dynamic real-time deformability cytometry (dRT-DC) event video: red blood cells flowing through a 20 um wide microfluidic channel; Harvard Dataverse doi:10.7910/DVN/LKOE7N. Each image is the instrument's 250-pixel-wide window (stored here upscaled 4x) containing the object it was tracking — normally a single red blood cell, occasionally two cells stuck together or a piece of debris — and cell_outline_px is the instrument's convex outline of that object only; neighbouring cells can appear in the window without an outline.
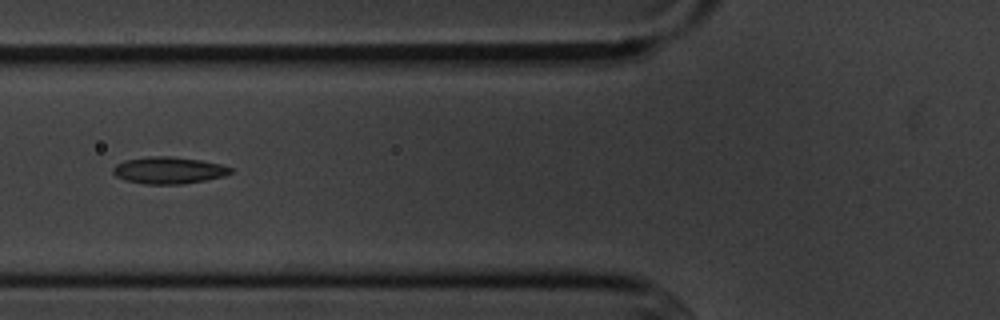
{"species": "common noctule bat (a hibernating species)", "species_latin": "Nyctalus noctula", "temperature_condition": "cold", "stored_images_in_passage": 5, "camera_frame_rate_fps": 3000, "um_per_image_px": 0.085, "animal": {"sex": "male", "body_mass_g": 20.1, "forearm_length_mm": 53.5}, "frame": {"image": 1, "passage_image": 3, "time_ms": 2.333, "image_size_px": [1000, 320], "cell_outline_px": [[232, 172], [224, 176], [204, 180], [180, 184], [144, 184], [124, 180], [116, 176], [112, 172], [112, 168], [116, 164], [124, 160], [148, 156], [168, 156], [200, 160], [220, 164], [232, 168]], "centroid_in_image_um": [14.29, 14.47], "position_along_channel_um": 111.5, "area_um2": 18.38}}
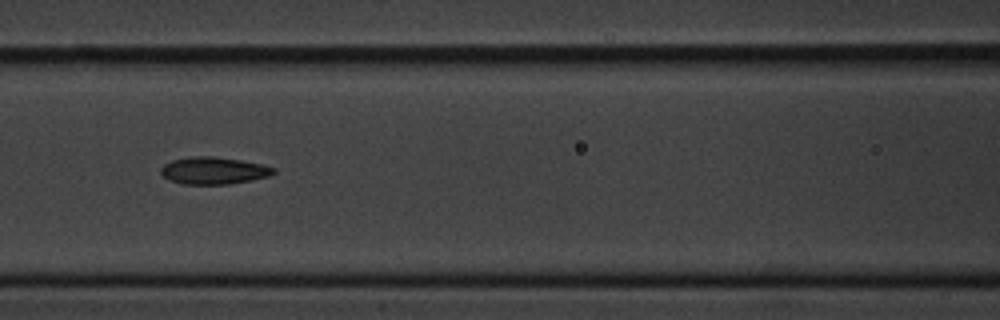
{"frame": {"image": 2, "passage_image": 4, "time_ms": 3.333, "image_size_px": [1000, 320], "cell_outline_px": [[276, 172], [268, 176], [228, 184], [184, 184], [172, 180], [164, 176], [160, 172], [160, 168], [164, 164], [172, 160], [192, 156], [212, 156], [240, 160], [260, 164], [276, 168]], "centroid_in_image_um": [18.14, 14.49], "position_along_channel_um": 148.5, "area_um2": 17.57}}
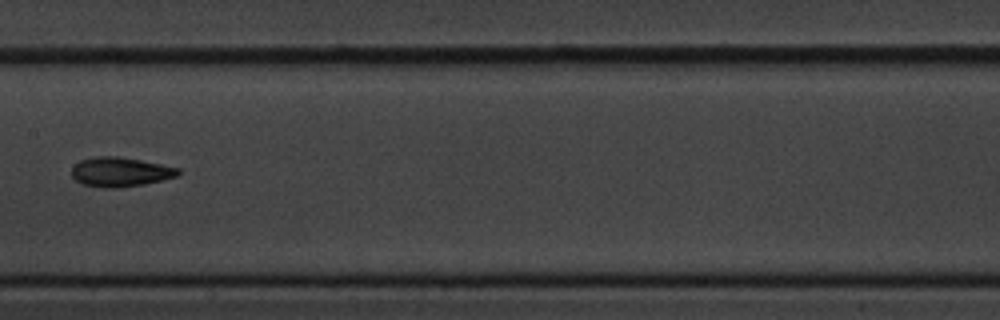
{"frame": {"image": 3, "passage_image": 5, "time_ms": 4.667, "image_size_px": [1000, 320], "cell_outline_px": [[180, 172], [176, 176], [144, 184], [116, 188], [104, 188], [84, 184], [76, 180], [72, 176], [72, 168], [80, 160], [96, 156], [116, 156], [140, 160], [180, 168]], "centroid_in_image_um": [10.21, 14.61], "position_along_channel_um": 197.2, "area_um2": 18.03}}